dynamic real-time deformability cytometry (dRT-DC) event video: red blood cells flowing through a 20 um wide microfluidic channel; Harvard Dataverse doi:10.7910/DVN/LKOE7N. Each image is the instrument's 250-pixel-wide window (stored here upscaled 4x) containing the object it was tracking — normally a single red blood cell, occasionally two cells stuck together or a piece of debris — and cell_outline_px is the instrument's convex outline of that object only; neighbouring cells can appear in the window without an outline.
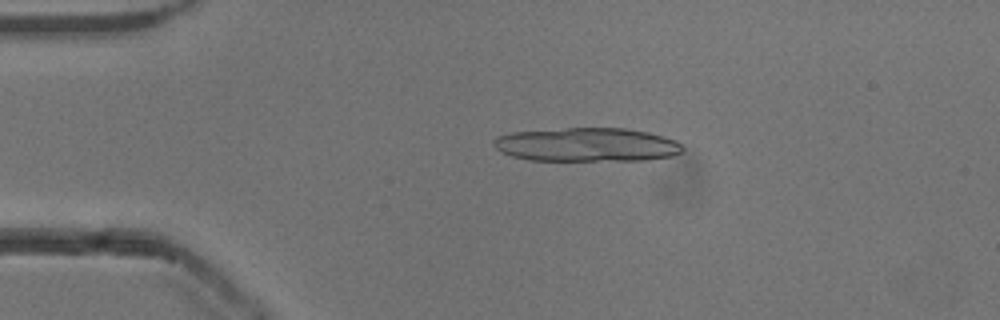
{"species": "common noctule bat (a hibernating species)", "species_latin": "Nyctalus noctula", "temperature_condition": "cold", "stored_images_in_passage": 15, "camera_frame_rate_fps": 3000, "um_per_image_px": 0.085, "animal": {"sex": "male", "body_mass_g": 13.3}, "frame": {"image": 1, "passage_image": 11, "time_ms": 3.333, "image_size_px": [1000, 320], "cell_outline_px": [[680, 148], [676, 152], [668, 156], [592, 160], [536, 160], [516, 156], [508, 152], [504, 136], [524, 132], [576, 128], [616, 128], [640, 132], [672, 140]], "centroid_in_image_um": [49.99, 12.29], "position_along_channel_um": 35.0, "area_um2": 33.12}}